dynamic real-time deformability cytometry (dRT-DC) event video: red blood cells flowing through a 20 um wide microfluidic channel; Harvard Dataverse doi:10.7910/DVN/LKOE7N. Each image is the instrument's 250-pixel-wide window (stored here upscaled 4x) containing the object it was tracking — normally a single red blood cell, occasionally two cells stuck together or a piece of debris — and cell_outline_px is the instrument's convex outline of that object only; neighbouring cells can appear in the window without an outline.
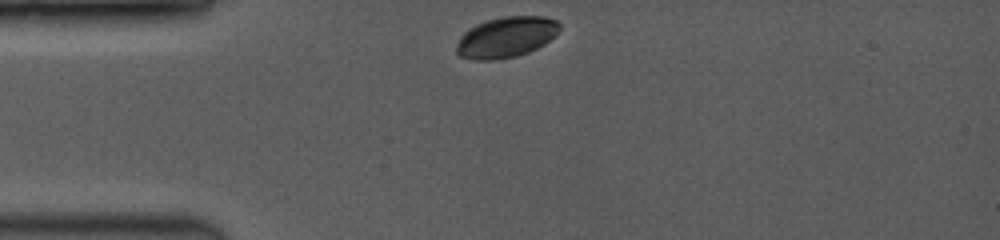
{"species": "common noctule bat (a hibernating species)", "species_latin": "Nyctalus noctula", "temperature_condition": "room temperature", "stored_images_in_passage": 18, "camera_frame_rate_fps": 3500, "um_per_image_px": 0.085, "animal": {"sex": "female", "body_mass_g": 19.0, "forearm_length_mm": 53.3}, "frame": {"image": 1, "passage_image": 1, "time_ms": 0.0, "image_size_px": [1000, 240], "cell_outline_px": [[560, 28], [544, 44], [528, 52], [516, 56], [492, 60], [476, 60], [460, 56], [456, 52], [456, 48], [460, 36], [468, 28], [476, 24], [500, 16], [544, 16], [556, 20], [560, 24]], "centroid_in_image_um": [42.99, 3.15], "position_along_channel_um": 42.0, "area_um2": 24.33}}
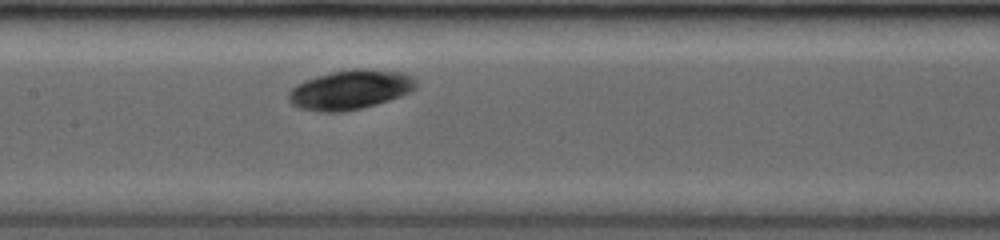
{"frame": {"image": 2, "passage_image": 11, "time_ms": 4.0, "image_size_px": [1000, 240], "cell_outline_px": [[416, 88], [400, 96], [376, 104], [344, 112], [320, 112], [300, 108], [292, 104], [288, 100], [288, 92], [296, 84], [304, 80], [316, 76], [332, 72], [352, 68], [364, 68], [400, 72], [412, 76], [416, 80]], "centroid_in_image_um": [29.74, 7.62], "position_along_channel_um": 177.7, "area_um2": 29.3}}
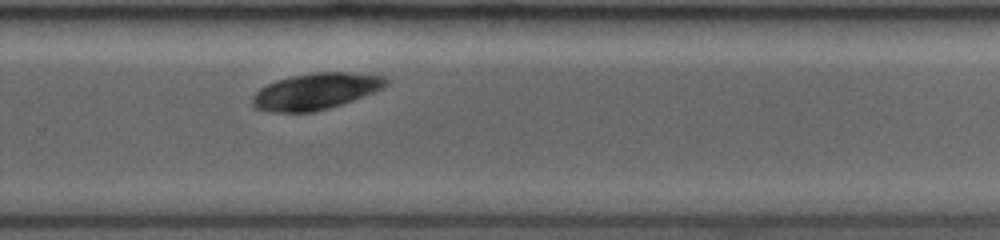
{"frame": {"image": 3, "passage_image": 18, "time_ms": 7.143, "image_size_px": [1000, 240], "cell_outline_px": [[392, 80], [384, 88], [352, 100], [328, 108], [312, 112], [272, 112], [256, 108], [252, 104], [252, 96], [260, 88], [276, 80], [292, 76], [312, 72], [360, 72], [384, 76]], "centroid_in_image_um": [26.88, 7.74], "position_along_channel_um": 302.9, "area_um2": 28.44}}